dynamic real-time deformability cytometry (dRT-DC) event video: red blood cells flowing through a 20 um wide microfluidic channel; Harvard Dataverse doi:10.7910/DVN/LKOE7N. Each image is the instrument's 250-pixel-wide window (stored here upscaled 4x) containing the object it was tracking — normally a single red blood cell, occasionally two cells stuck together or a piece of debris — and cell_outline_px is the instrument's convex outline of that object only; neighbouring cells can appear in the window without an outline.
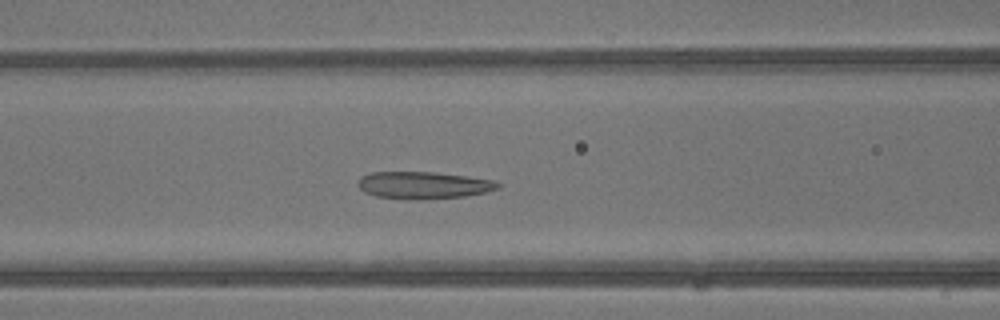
{"species": "common noctule bat (a hibernating species)", "species_latin": "Nyctalus noctula", "temperature_condition": "warm", "stored_images_in_passage": 41, "camera_frame_rate_fps": 3000, "um_per_image_px": 0.085, "animal": {"sex": "male", "body_mass_g": 13.3}, "frame": {"image": 1, "passage_image": 17, "time_ms": 5.333, "image_size_px": [1000, 320], "cell_outline_px": [[500, 188], [484, 192], [464, 196], [420, 200], [404, 200], [376, 196], [364, 192], [356, 184], [360, 176], [372, 172], [432, 172], [464, 176], [492, 180], [500, 184]], "centroid_in_image_um": [35.92, 15.75], "position_along_channel_um": 130.7, "area_um2": 22.2}}
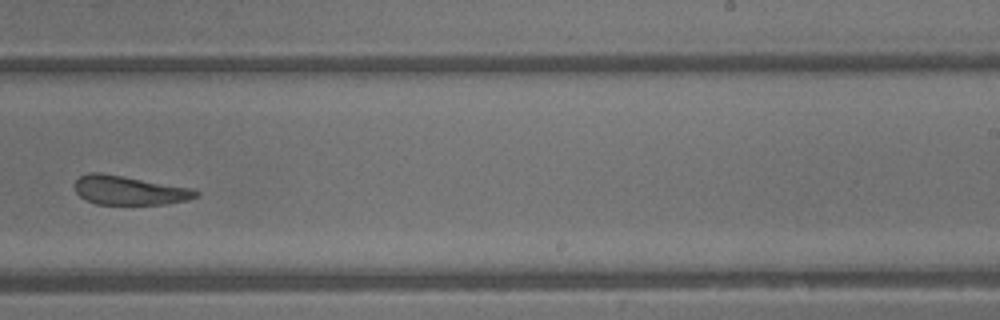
{"frame": {"image": 2, "passage_image": 26, "time_ms": 8.333, "image_size_px": [1000, 320], "cell_outline_px": [[200, 196], [188, 200], [164, 204], [96, 204], [80, 196], [76, 192], [72, 184], [80, 176], [88, 172], [100, 172], [192, 188], [200, 192]], "centroid_in_image_um": [10.98, 16.17], "position_along_channel_um": 278.0, "area_um2": 20.58}}
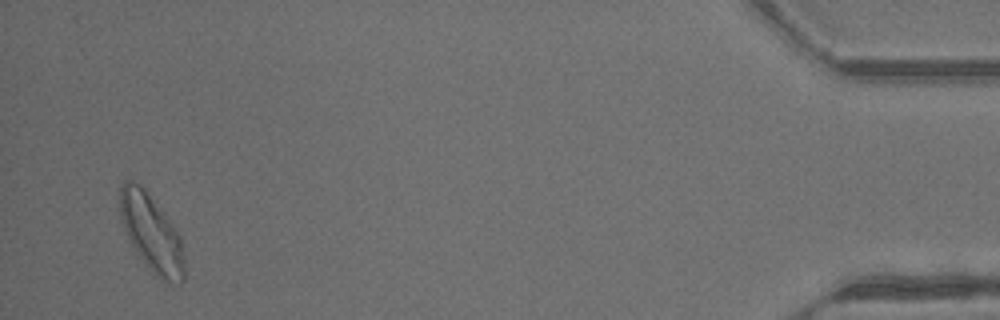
{"frame": {"image": 3, "passage_image": 40, "time_ms": 13.0, "image_size_px": [1000, 320], "cell_outline_px": [[184, 280], [180, 284], [168, 284], [160, 280], [152, 272], [140, 256], [132, 244], [120, 220], [120, 184], [124, 180], [132, 180], [140, 184], [144, 188], [172, 224], [180, 236], [184, 260]], "centroid_in_image_um": [12.88, 19.83], "position_along_channel_um": 422.3, "area_um2": 28.78}, "authors_computed_cell_mechanics": {"area_um2": 23.8136, "velocity_mm_per_s": 4.9261, "shape_relaxation_time_tau1_ms": 3.8834, "shape_relaxation_time_tau2_ms": 1.8624, "deformation_change_tau1": 0.1558, "deformation_change_tau2": 0.1214}}